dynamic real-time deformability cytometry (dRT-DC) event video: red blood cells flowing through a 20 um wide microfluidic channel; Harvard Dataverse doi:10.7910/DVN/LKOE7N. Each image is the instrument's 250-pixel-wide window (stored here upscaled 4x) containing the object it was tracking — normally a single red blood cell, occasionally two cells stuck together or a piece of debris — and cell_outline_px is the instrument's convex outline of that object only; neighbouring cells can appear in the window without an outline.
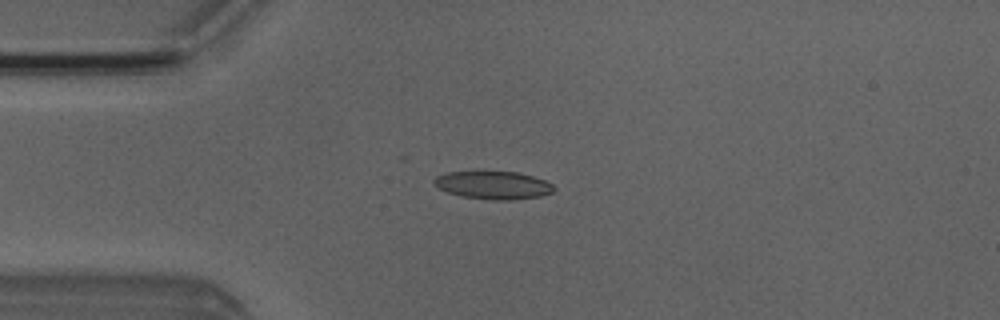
{"species": "Egyptian fruit bat (a non-hibernating species)", "species_latin": "Rousettus aegyptiacus", "temperature_condition": "room temperature", "stored_images_in_passage": 6, "camera_frame_rate_fps": 3000, "um_per_image_px": 0.085, "animal": {"sex": "male"}, "frame": {"image": 1, "passage_image": 4, "time_ms": 3.667, "image_size_px": [1000, 320], "cell_outline_px": [[556, 188], [552, 192], [540, 196], [508, 200], [488, 200], [460, 196], [448, 192], [432, 184], [432, 180], [436, 176], [448, 172], [516, 172], [532, 176], [544, 180], [552, 184]], "centroid_in_image_um": [41.9, 15.74], "position_along_channel_um": 43.1, "area_um2": 19.42}}
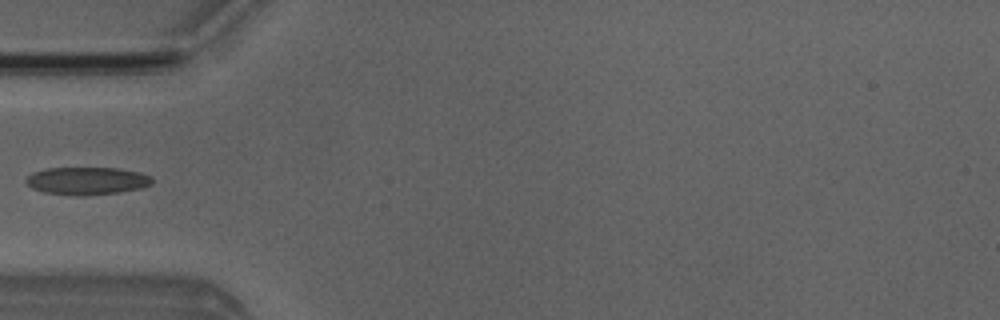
{"frame": {"image": 2, "passage_image": 5, "time_ms": 5.0, "image_size_px": [1000, 320], "cell_outline_px": [[152, 184], [140, 188], [120, 192], [84, 196], [76, 196], [44, 192], [32, 188], [24, 180], [32, 172], [44, 168], [116, 168], [140, 172], [152, 176]], "centroid_in_image_um": [7.38, 15.37], "position_along_channel_um": 77.6, "area_um2": 20.46}}